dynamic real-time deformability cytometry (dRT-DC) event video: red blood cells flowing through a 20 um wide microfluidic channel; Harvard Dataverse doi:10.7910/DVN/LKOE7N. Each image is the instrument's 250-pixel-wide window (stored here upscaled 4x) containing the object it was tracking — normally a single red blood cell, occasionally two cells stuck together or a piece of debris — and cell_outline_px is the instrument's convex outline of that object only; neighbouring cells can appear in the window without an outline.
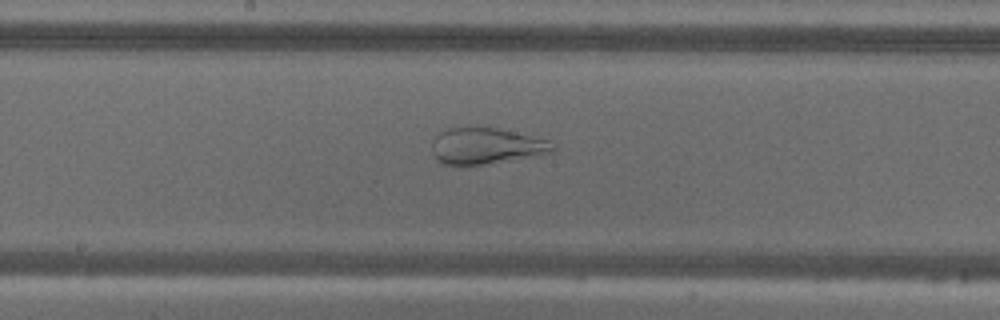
{"species": "common noctule bat (a hibernating species)", "species_latin": "Nyctalus noctula", "temperature_condition": "warm", "stored_images_in_passage": 47, "camera_frame_rate_fps": 3000, "um_per_image_px": 0.085, "animal": {"sex": "male", "body_mass_g": 18.8}, "frame": {"image": 1, "passage_image": 21, "time_ms": 6.667, "image_size_px": [1000, 320], "cell_outline_px": [[556, 152], [540, 156], [464, 168], [444, 164], [432, 152], [432, 140], [444, 128], [496, 128], [548, 140], [556, 148]], "centroid_in_image_um": [41.34, 12.46], "position_along_channel_um": 206.9, "area_um2": 26.07}}
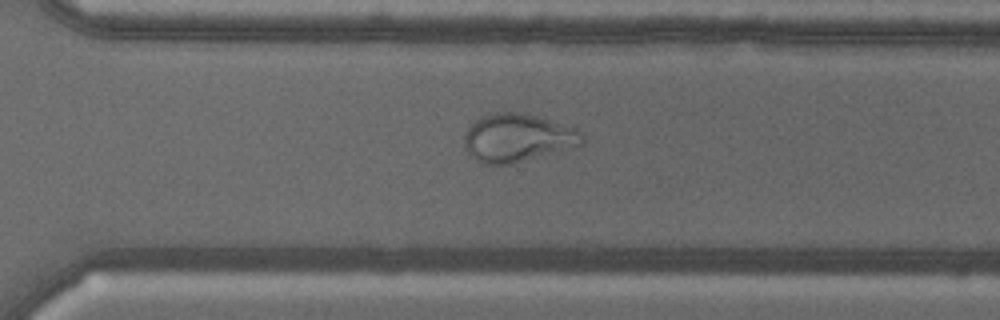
{"frame": {"image": 2, "passage_image": 31, "time_ms": 10.0, "image_size_px": [1000, 320], "cell_outline_px": [[584, 144], [512, 164], [480, 164], [468, 152], [464, 144], [464, 136], [468, 128], [480, 116], [496, 112], [520, 112], [536, 116], [572, 128], [580, 132], [584, 136]], "centroid_in_image_um": [43.95, 11.73], "position_along_channel_um": 326.6, "area_um2": 32.71}}
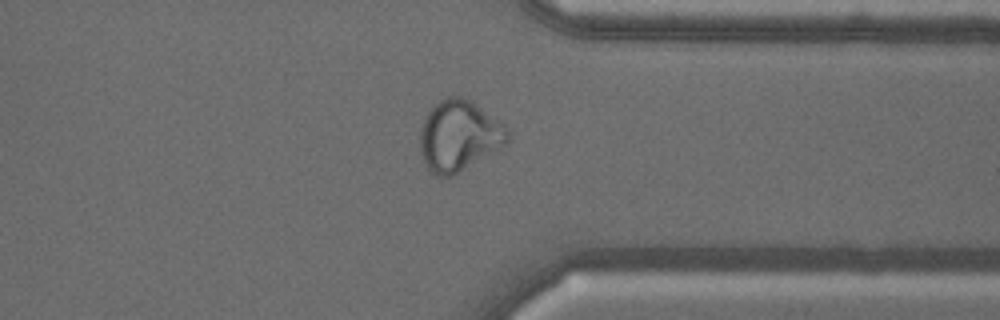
{"frame": {"image": 3, "passage_image": 35, "time_ms": 11.333, "image_size_px": [1000, 320], "cell_outline_px": [[512, 136], [508, 144], [452, 176], [436, 176], [428, 172], [424, 164], [420, 152], [420, 132], [424, 120], [428, 112], [440, 100], [448, 96], [460, 96], [472, 100], [504, 124], [508, 128]], "centroid_in_image_um": [39.04, 11.55], "position_along_channel_um": 372.4, "area_um2": 36.59}}